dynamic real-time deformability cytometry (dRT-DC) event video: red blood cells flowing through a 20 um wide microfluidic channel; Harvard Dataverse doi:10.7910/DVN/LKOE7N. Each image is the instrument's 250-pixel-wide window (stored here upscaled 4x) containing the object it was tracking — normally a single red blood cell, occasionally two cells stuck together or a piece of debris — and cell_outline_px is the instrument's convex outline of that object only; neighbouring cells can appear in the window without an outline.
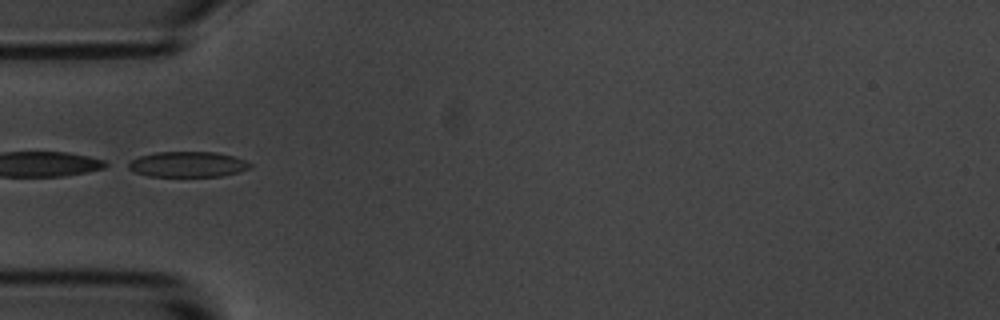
{"species": "common noctule bat (a hibernating species)", "species_latin": "Nyctalus noctula", "temperature_condition": "room temperature", "stored_images_in_passage": 5, "camera_frame_rate_fps": 3000, "um_per_image_px": 0.085, "animal": {"sex": "male", "body_mass_g": 20.1, "forearm_length_mm": 53.5}, "frame": {"image": 1, "passage_image": 2, "time_ms": 1.333, "image_size_px": [1000, 320], "cell_outline_px": [[252, 164], [248, 168], [240, 172], [220, 176], [148, 176], [136, 172], [128, 168], [124, 164], [140, 156], [156, 152], [216, 152], [232, 156], [244, 160]], "centroid_in_image_um": [15.92, 13.97], "position_along_channel_um": 69.1, "area_um2": 17.98}}
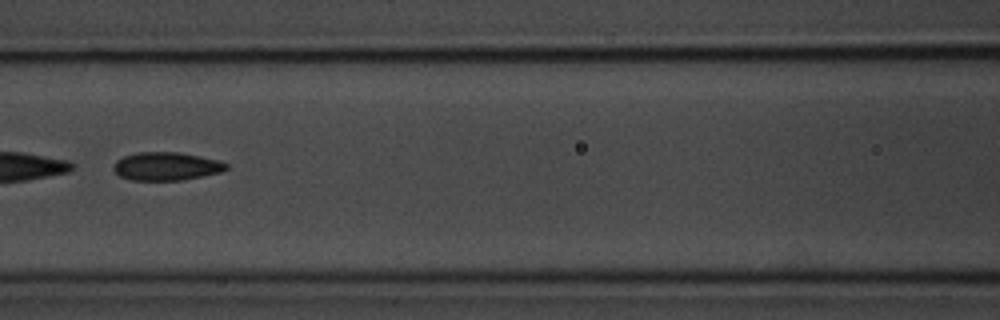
{"frame": {"image": 2, "passage_image": 4, "time_ms": 3.667, "image_size_px": [1000, 320], "cell_outline_px": [[228, 168], [220, 172], [184, 180], [132, 180], [120, 176], [112, 168], [116, 160], [124, 156], [136, 152], [180, 152], [200, 156], [216, 160], [228, 164]], "centroid_in_image_um": [14.12, 14.13], "position_along_channel_um": 152.5, "area_um2": 18.5}}